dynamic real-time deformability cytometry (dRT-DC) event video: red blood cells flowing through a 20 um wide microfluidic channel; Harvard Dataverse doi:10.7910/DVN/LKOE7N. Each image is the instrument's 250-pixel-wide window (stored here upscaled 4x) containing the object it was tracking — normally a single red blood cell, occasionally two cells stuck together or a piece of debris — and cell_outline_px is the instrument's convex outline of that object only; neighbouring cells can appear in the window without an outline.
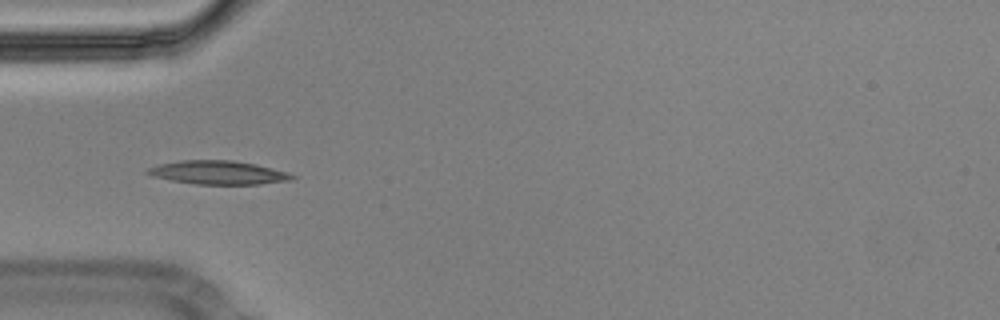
{"species": "Egyptian fruit bat (a non-hibernating species)", "species_latin": "Rousettus aegyptiacus", "temperature_condition": "cold", "stored_images_in_passage": 54, "camera_frame_rate_fps": 3000, "um_per_image_px": 0.085, "animal": {"sex": "male"}, "frame": {"image": 1, "passage_image": 16, "time_ms": 5.0, "image_size_px": [1000, 320], "cell_outline_px": [[296, 176], [292, 180], [260, 184], [196, 184], [172, 180], [152, 176], [144, 172], [148, 168], [156, 164], [180, 160], [232, 160], [256, 164], [288, 172]], "centroid_in_image_um": [18.53, 14.66], "position_along_channel_um": 66.5, "area_um2": 19.94}}
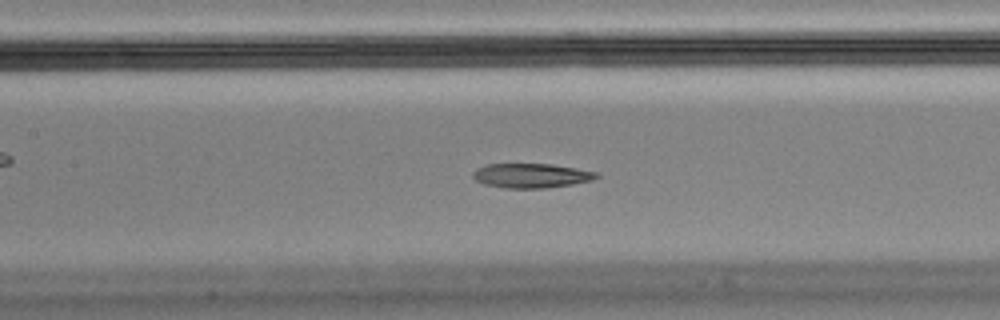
{"frame": {"image": 2, "passage_image": 24, "time_ms": 7.667, "image_size_px": [1000, 320], "cell_outline_px": [[600, 176], [592, 180], [572, 184], [548, 188], [508, 188], [484, 184], [476, 180], [472, 176], [472, 172], [476, 168], [488, 164], [552, 164], [596, 172]], "centroid_in_image_um": [45.13, 14.93], "position_along_channel_um": 162.3, "area_um2": 17.51}, "authors_computed_cell_mechanics": {"area_um2": 19.074, "velocity_mm_per_s": 3.5699, "shape_relaxation_time_tau1_ms": null, "shape_relaxation_time_tau2_ms": 4.0803, "deformation_change_tau1": null, "deformation_change_tau2": 0.1108}}